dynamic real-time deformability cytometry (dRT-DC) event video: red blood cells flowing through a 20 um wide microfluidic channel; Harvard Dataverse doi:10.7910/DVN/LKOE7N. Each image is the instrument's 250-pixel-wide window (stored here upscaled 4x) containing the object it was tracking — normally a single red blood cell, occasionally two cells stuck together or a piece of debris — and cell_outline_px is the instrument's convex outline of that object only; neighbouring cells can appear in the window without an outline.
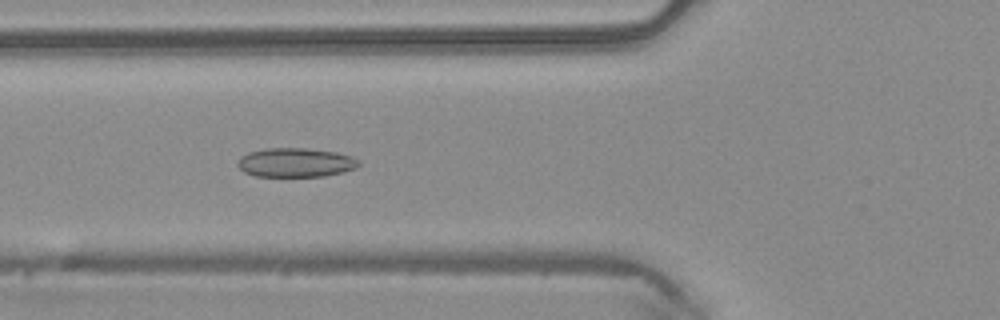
{"species": "common noctule bat (a hibernating species)", "species_latin": "Nyctalus noctula", "temperature_condition": "warm", "stored_images_in_passage": 48, "camera_frame_rate_fps": 3000, "um_per_image_px": 0.085, "animal": {"sex": "male", "body_mass_g": 20.4}, "frame": {"image": 1, "passage_image": 17, "time_ms": 5.333, "image_size_px": [1000, 320], "cell_outline_px": [[360, 164], [356, 168], [344, 172], [324, 176], [256, 176], [244, 172], [236, 164], [240, 156], [248, 152], [264, 148], [308, 148], [336, 152], [352, 156], [360, 160]], "centroid_in_image_um": [25.13, 13.81], "position_along_channel_um": 100.7, "area_um2": 20.75}}
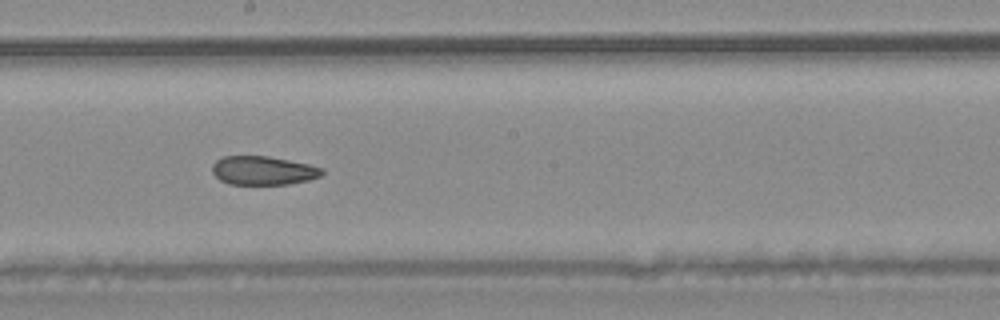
{"frame": {"image": 2, "passage_image": 26, "time_ms": 8.333, "image_size_px": [1000, 320], "cell_outline_px": [[324, 172], [320, 176], [308, 180], [288, 184], [228, 184], [220, 180], [212, 172], [212, 164], [216, 160], [224, 156], [268, 156], [308, 164], [324, 168]], "centroid_in_image_um": [22.36, 14.49], "position_along_channel_um": 225.8, "area_um2": 18.38}}
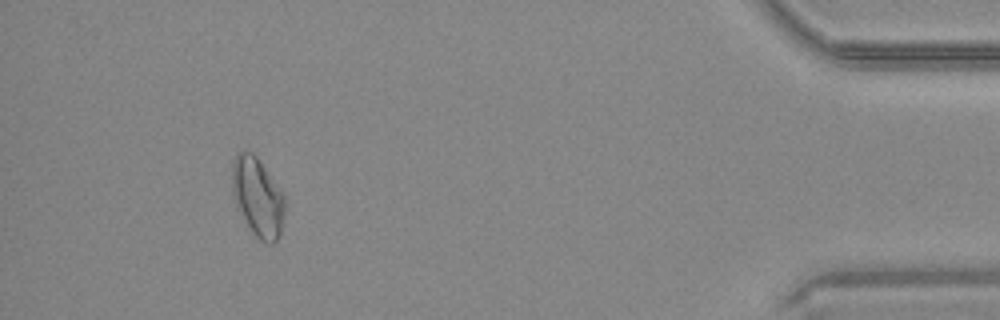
{"frame": {"image": 3, "passage_image": 44, "time_ms": 14.333, "image_size_px": [1000, 320], "cell_outline_px": [[284, 216], [280, 232], [276, 244], [268, 244], [256, 240], [236, 208], [232, 196], [232, 160], [244, 148], [252, 152], [256, 156], [284, 196]], "centroid_in_image_um": [21.86, 16.8], "position_along_channel_um": 413.3, "area_um2": 24.57}, "authors_computed_cell_mechanics": {"area_um2": 21.1259, "velocity_mm_per_s": 4.1568, "shape_relaxation_time_tau1_ms": null, "shape_relaxation_time_tau2_ms": 2.5653, "deformation_change_tau1": null, "deformation_change_tau2": 0.0804}}